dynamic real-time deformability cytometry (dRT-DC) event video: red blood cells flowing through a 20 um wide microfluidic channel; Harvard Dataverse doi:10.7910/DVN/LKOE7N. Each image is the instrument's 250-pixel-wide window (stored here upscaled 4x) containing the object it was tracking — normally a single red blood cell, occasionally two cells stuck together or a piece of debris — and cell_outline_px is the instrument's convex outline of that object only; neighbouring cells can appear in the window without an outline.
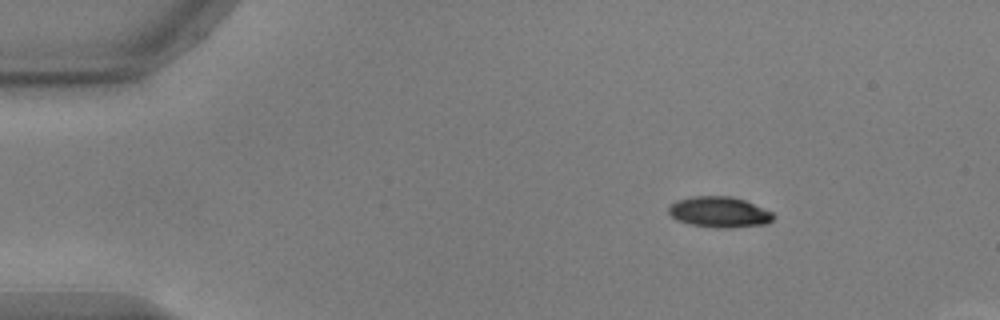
{"species": "common noctule bat (a hibernating species)", "species_latin": "Nyctalus noctula", "temperature_condition": "warm", "stored_images_in_passage": 46, "camera_frame_rate_fps": 3000, "um_per_image_px": 0.085, "animal": {"sex": "male", "body_mass_g": 17.9, "forearm_length_mm": 54.2}, "frame": {"image": 1, "passage_image": 1, "time_ms": 0.0, "image_size_px": [1000, 320], "cell_outline_px": [[776, 216], [768, 224], [732, 228], [716, 228], [692, 224], [676, 220], [668, 212], [668, 208], [676, 200], [692, 196], [732, 196], [744, 200], [772, 212]], "centroid_in_image_um": [61.16, 18.03], "position_along_channel_um": 23.8, "area_um2": 18.84}}
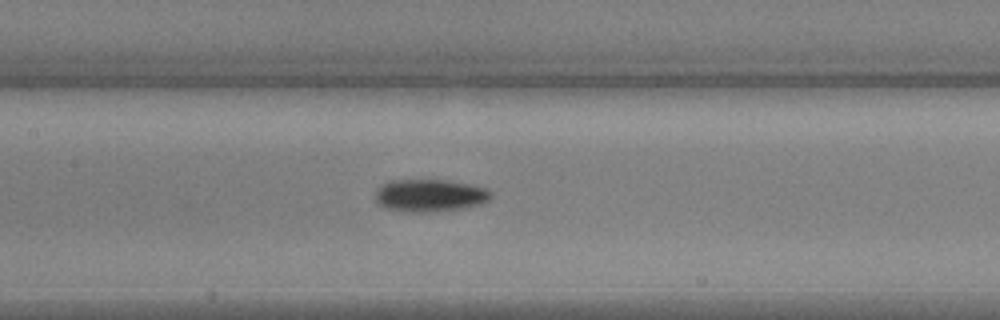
{"frame": {"image": 2, "passage_image": 19, "time_ms": 6.0, "image_size_px": [1000, 320], "cell_outline_px": [[492, 196], [488, 200], [480, 204], [464, 208], [436, 212], [412, 212], [384, 208], [376, 200], [376, 192], [380, 184], [388, 180], [444, 180], [468, 184], [484, 188], [492, 192]], "centroid_in_image_um": [36.52, 16.62], "position_along_channel_um": 170.9, "area_um2": 21.91}}
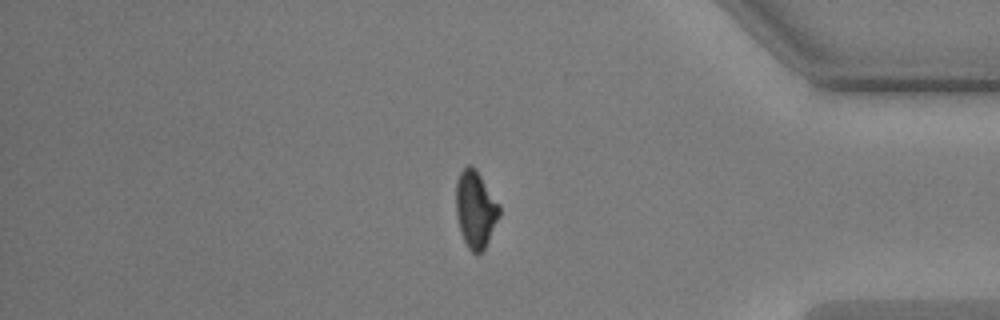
{"frame": {"image": 3, "passage_image": 39, "time_ms": 12.667, "image_size_px": [1000, 320], "cell_outline_px": [[500, 216], [484, 252], [476, 256], [468, 248], [460, 232], [456, 216], [456, 180], [460, 172], [468, 164], [476, 168], [500, 204]], "centroid_in_image_um": [40.43, 17.82], "position_along_channel_um": 394.8, "area_um2": 20.0}}